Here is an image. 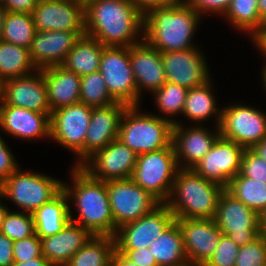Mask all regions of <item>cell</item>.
<instances>
[{
  "label": "cell",
  "instance_id": "obj_3",
  "mask_svg": "<svg viewBox=\"0 0 266 266\" xmlns=\"http://www.w3.org/2000/svg\"><path fill=\"white\" fill-rule=\"evenodd\" d=\"M203 20L184 0H178L144 15L143 39L159 52L202 48L195 37Z\"/></svg>",
  "mask_w": 266,
  "mask_h": 266
},
{
  "label": "cell",
  "instance_id": "obj_45",
  "mask_svg": "<svg viewBox=\"0 0 266 266\" xmlns=\"http://www.w3.org/2000/svg\"><path fill=\"white\" fill-rule=\"evenodd\" d=\"M127 259L139 266H158L155 257L149 250V247L143 249H116Z\"/></svg>",
  "mask_w": 266,
  "mask_h": 266
},
{
  "label": "cell",
  "instance_id": "obj_32",
  "mask_svg": "<svg viewBox=\"0 0 266 266\" xmlns=\"http://www.w3.org/2000/svg\"><path fill=\"white\" fill-rule=\"evenodd\" d=\"M187 91L188 89L183 86L166 81L159 90L151 95L154 107L156 108L154 110L156 111L150 112L170 121L173 125L180 124Z\"/></svg>",
  "mask_w": 266,
  "mask_h": 266
},
{
  "label": "cell",
  "instance_id": "obj_28",
  "mask_svg": "<svg viewBox=\"0 0 266 266\" xmlns=\"http://www.w3.org/2000/svg\"><path fill=\"white\" fill-rule=\"evenodd\" d=\"M35 234L42 239L60 232L70 221L69 200L62 189L32 213Z\"/></svg>",
  "mask_w": 266,
  "mask_h": 266
},
{
  "label": "cell",
  "instance_id": "obj_46",
  "mask_svg": "<svg viewBox=\"0 0 266 266\" xmlns=\"http://www.w3.org/2000/svg\"><path fill=\"white\" fill-rule=\"evenodd\" d=\"M39 0H2L8 12L32 14Z\"/></svg>",
  "mask_w": 266,
  "mask_h": 266
},
{
  "label": "cell",
  "instance_id": "obj_59",
  "mask_svg": "<svg viewBox=\"0 0 266 266\" xmlns=\"http://www.w3.org/2000/svg\"><path fill=\"white\" fill-rule=\"evenodd\" d=\"M185 266H195V265L188 263Z\"/></svg>",
  "mask_w": 266,
  "mask_h": 266
},
{
  "label": "cell",
  "instance_id": "obj_24",
  "mask_svg": "<svg viewBox=\"0 0 266 266\" xmlns=\"http://www.w3.org/2000/svg\"><path fill=\"white\" fill-rule=\"evenodd\" d=\"M127 105L121 102L92 108L84 143V162L96 151L118 138L120 120Z\"/></svg>",
  "mask_w": 266,
  "mask_h": 266
},
{
  "label": "cell",
  "instance_id": "obj_50",
  "mask_svg": "<svg viewBox=\"0 0 266 266\" xmlns=\"http://www.w3.org/2000/svg\"><path fill=\"white\" fill-rule=\"evenodd\" d=\"M111 266H139V265L130 261L121 252L115 249L111 259Z\"/></svg>",
  "mask_w": 266,
  "mask_h": 266
},
{
  "label": "cell",
  "instance_id": "obj_11",
  "mask_svg": "<svg viewBox=\"0 0 266 266\" xmlns=\"http://www.w3.org/2000/svg\"><path fill=\"white\" fill-rule=\"evenodd\" d=\"M99 72L116 102L137 106V86L129 60V47L105 46Z\"/></svg>",
  "mask_w": 266,
  "mask_h": 266
},
{
  "label": "cell",
  "instance_id": "obj_16",
  "mask_svg": "<svg viewBox=\"0 0 266 266\" xmlns=\"http://www.w3.org/2000/svg\"><path fill=\"white\" fill-rule=\"evenodd\" d=\"M137 154L119 139L96 151L80 167L92 178L102 180L128 179L136 166Z\"/></svg>",
  "mask_w": 266,
  "mask_h": 266
},
{
  "label": "cell",
  "instance_id": "obj_41",
  "mask_svg": "<svg viewBox=\"0 0 266 266\" xmlns=\"http://www.w3.org/2000/svg\"><path fill=\"white\" fill-rule=\"evenodd\" d=\"M240 174L266 183V162L251 149H245L241 159Z\"/></svg>",
  "mask_w": 266,
  "mask_h": 266
},
{
  "label": "cell",
  "instance_id": "obj_29",
  "mask_svg": "<svg viewBox=\"0 0 266 266\" xmlns=\"http://www.w3.org/2000/svg\"><path fill=\"white\" fill-rule=\"evenodd\" d=\"M258 0H231L229 8L221 17L226 21L228 28L247 36L251 41L266 25L260 20Z\"/></svg>",
  "mask_w": 266,
  "mask_h": 266
},
{
  "label": "cell",
  "instance_id": "obj_47",
  "mask_svg": "<svg viewBox=\"0 0 266 266\" xmlns=\"http://www.w3.org/2000/svg\"><path fill=\"white\" fill-rule=\"evenodd\" d=\"M13 243L14 241L0 232V266H13Z\"/></svg>",
  "mask_w": 266,
  "mask_h": 266
},
{
  "label": "cell",
  "instance_id": "obj_31",
  "mask_svg": "<svg viewBox=\"0 0 266 266\" xmlns=\"http://www.w3.org/2000/svg\"><path fill=\"white\" fill-rule=\"evenodd\" d=\"M149 250L158 266H185L189 263L176 220L149 246Z\"/></svg>",
  "mask_w": 266,
  "mask_h": 266
},
{
  "label": "cell",
  "instance_id": "obj_43",
  "mask_svg": "<svg viewBox=\"0 0 266 266\" xmlns=\"http://www.w3.org/2000/svg\"><path fill=\"white\" fill-rule=\"evenodd\" d=\"M192 9H194L203 19L208 16L222 17L231 0H184ZM206 15V17H205Z\"/></svg>",
  "mask_w": 266,
  "mask_h": 266
},
{
  "label": "cell",
  "instance_id": "obj_12",
  "mask_svg": "<svg viewBox=\"0 0 266 266\" xmlns=\"http://www.w3.org/2000/svg\"><path fill=\"white\" fill-rule=\"evenodd\" d=\"M214 221L239 246L251 243L261 234L258 214L226 189L220 196Z\"/></svg>",
  "mask_w": 266,
  "mask_h": 266
},
{
  "label": "cell",
  "instance_id": "obj_54",
  "mask_svg": "<svg viewBox=\"0 0 266 266\" xmlns=\"http://www.w3.org/2000/svg\"><path fill=\"white\" fill-rule=\"evenodd\" d=\"M4 201V199L0 196V231L2 228V224L4 221V217L9 210V205Z\"/></svg>",
  "mask_w": 266,
  "mask_h": 266
},
{
  "label": "cell",
  "instance_id": "obj_7",
  "mask_svg": "<svg viewBox=\"0 0 266 266\" xmlns=\"http://www.w3.org/2000/svg\"><path fill=\"white\" fill-rule=\"evenodd\" d=\"M179 169L171 144L167 148L137 155L131 179L160 203H165Z\"/></svg>",
  "mask_w": 266,
  "mask_h": 266
},
{
  "label": "cell",
  "instance_id": "obj_22",
  "mask_svg": "<svg viewBox=\"0 0 266 266\" xmlns=\"http://www.w3.org/2000/svg\"><path fill=\"white\" fill-rule=\"evenodd\" d=\"M3 103L51 116L42 69L27 76L5 80Z\"/></svg>",
  "mask_w": 266,
  "mask_h": 266
},
{
  "label": "cell",
  "instance_id": "obj_34",
  "mask_svg": "<svg viewBox=\"0 0 266 266\" xmlns=\"http://www.w3.org/2000/svg\"><path fill=\"white\" fill-rule=\"evenodd\" d=\"M114 251V237L92 236L65 266H111Z\"/></svg>",
  "mask_w": 266,
  "mask_h": 266
},
{
  "label": "cell",
  "instance_id": "obj_36",
  "mask_svg": "<svg viewBox=\"0 0 266 266\" xmlns=\"http://www.w3.org/2000/svg\"><path fill=\"white\" fill-rule=\"evenodd\" d=\"M35 32L32 14L6 12L1 40L30 49Z\"/></svg>",
  "mask_w": 266,
  "mask_h": 266
},
{
  "label": "cell",
  "instance_id": "obj_40",
  "mask_svg": "<svg viewBox=\"0 0 266 266\" xmlns=\"http://www.w3.org/2000/svg\"><path fill=\"white\" fill-rule=\"evenodd\" d=\"M240 246L222 234L213 255L203 266H235Z\"/></svg>",
  "mask_w": 266,
  "mask_h": 266
},
{
  "label": "cell",
  "instance_id": "obj_49",
  "mask_svg": "<svg viewBox=\"0 0 266 266\" xmlns=\"http://www.w3.org/2000/svg\"><path fill=\"white\" fill-rule=\"evenodd\" d=\"M252 47L263 58L261 66H266V27L262 29L251 41Z\"/></svg>",
  "mask_w": 266,
  "mask_h": 266
},
{
  "label": "cell",
  "instance_id": "obj_15",
  "mask_svg": "<svg viewBox=\"0 0 266 266\" xmlns=\"http://www.w3.org/2000/svg\"><path fill=\"white\" fill-rule=\"evenodd\" d=\"M244 150L242 145L219 136L193 170L206 180L226 188L230 180L240 173Z\"/></svg>",
  "mask_w": 266,
  "mask_h": 266
},
{
  "label": "cell",
  "instance_id": "obj_23",
  "mask_svg": "<svg viewBox=\"0 0 266 266\" xmlns=\"http://www.w3.org/2000/svg\"><path fill=\"white\" fill-rule=\"evenodd\" d=\"M85 31H37L30 47L31 59L38 70L62 65L74 43Z\"/></svg>",
  "mask_w": 266,
  "mask_h": 266
},
{
  "label": "cell",
  "instance_id": "obj_39",
  "mask_svg": "<svg viewBox=\"0 0 266 266\" xmlns=\"http://www.w3.org/2000/svg\"><path fill=\"white\" fill-rule=\"evenodd\" d=\"M235 266H266V235L240 246Z\"/></svg>",
  "mask_w": 266,
  "mask_h": 266
},
{
  "label": "cell",
  "instance_id": "obj_19",
  "mask_svg": "<svg viewBox=\"0 0 266 266\" xmlns=\"http://www.w3.org/2000/svg\"><path fill=\"white\" fill-rule=\"evenodd\" d=\"M32 16L37 31H85L82 0H39Z\"/></svg>",
  "mask_w": 266,
  "mask_h": 266
},
{
  "label": "cell",
  "instance_id": "obj_52",
  "mask_svg": "<svg viewBox=\"0 0 266 266\" xmlns=\"http://www.w3.org/2000/svg\"><path fill=\"white\" fill-rule=\"evenodd\" d=\"M251 150L266 162V137L256 143Z\"/></svg>",
  "mask_w": 266,
  "mask_h": 266
},
{
  "label": "cell",
  "instance_id": "obj_53",
  "mask_svg": "<svg viewBox=\"0 0 266 266\" xmlns=\"http://www.w3.org/2000/svg\"><path fill=\"white\" fill-rule=\"evenodd\" d=\"M257 4L260 20L266 25V0H258Z\"/></svg>",
  "mask_w": 266,
  "mask_h": 266
},
{
  "label": "cell",
  "instance_id": "obj_9",
  "mask_svg": "<svg viewBox=\"0 0 266 266\" xmlns=\"http://www.w3.org/2000/svg\"><path fill=\"white\" fill-rule=\"evenodd\" d=\"M222 105L220 136L251 149L266 137V112L240 100ZM250 105V106H249Z\"/></svg>",
  "mask_w": 266,
  "mask_h": 266
},
{
  "label": "cell",
  "instance_id": "obj_42",
  "mask_svg": "<svg viewBox=\"0 0 266 266\" xmlns=\"http://www.w3.org/2000/svg\"><path fill=\"white\" fill-rule=\"evenodd\" d=\"M42 256L41 239L36 234L22 240L14 241V261L24 262Z\"/></svg>",
  "mask_w": 266,
  "mask_h": 266
},
{
  "label": "cell",
  "instance_id": "obj_18",
  "mask_svg": "<svg viewBox=\"0 0 266 266\" xmlns=\"http://www.w3.org/2000/svg\"><path fill=\"white\" fill-rule=\"evenodd\" d=\"M129 60L137 86L139 106L144 103V95H152L166 82L161 52L143 39L129 46Z\"/></svg>",
  "mask_w": 266,
  "mask_h": 266
},
{
  "label": "cell",
  "instance_id": "obj_5",
  "mask_svg": "<svg viewBox=\"0 0 266 266\" xmlns=\"http://www.w3.org/2000/svg\"><path fill=\"white\" fill-rule=\"evenodd\" d=\"M18 167L1 185L0 196L10 210L33 213L63 189L61 177ZM11 202V203H9ZM17 207V208H16Z\"/></svg>",
  "mask_w": 266,
  "mask_h": 266
},
{
  "label": "cell",
  "instance_id": "obj_20",
  "mask_svg": "<svg viewBox=\"0 0 266 266\" xmlns=\"http://www.w3.org/2000/svg\"><path fill=\"white\" fill-rule=\"evenodd\" d=\"M2 132V133H1ZM0 133L22 142L47 139L50 142V116L22 107L0 106Z\"/></svg>",
  "mask_w": 266,
  "mask_h": 266
},
{
  "label": "cell",
  "instance_id": "obj_2",
  "mask_svg": "<svg viewBox=\"0 0 266 266\" xmlns=\"http://www.w3.org/2000/svg\"><path fill=\"white\" fill-rule=\"evenodd\" d=\"M85 35L104 46L129 47L143 40L144 16L130 0H85Z\"/></svg>",
  "mask_w": 266,
  "mask_h": 266
},
{
  "label": "cell",
  "instance_id": "obj_33",
  "mask_svg": "<svg viewBox=\"0 0 266 266\" xmlns=\"http://www.w3.org/2000/svg\"><path fill=\"white\" fill-rule=\"evenodd\" d=\"M37 70L30 49L0 39V76L4 80L27 76Z\"/></svg>",
  "mask_w": 266,
  "mask_h": 266
},
{
  "label": "cell",
  "instance_id": "obj_58",
  "mask_svg": "<svg viewBox=\"0 0 266 266\" xmlns=\"http://www.w3.org/2000/svg\"><path fill=\"white\" fill-rule=\"evenodd\" d=\"M4 82L5 80L0 76V106L3 103Z\"/></svg>",
  "mask_w": 266,
  "mask_h": 266
},
{
  "label": "cell",
  "instance_id": "obj_38",
  "mask_svg": "<svg viewBox=\"0 0 266 266\" xmlns=\"http://www.w3.org/2000/svg\"><path fill=\"white\" fill-rule=\"evenodd\" d=\"M12 241H18L35 234L32 213L8 210L0 231Z\"/></svg>",
  "mask_w": 266,
  "mask_h": 266
},
{
  "label": "cell",
  "instance_id": "obj_37",
  "mask_svg": "<svg viewBox=\"0 0 266 266\" xmlns=\"http://www.w3.org/2000/svg\"><path fill=\"white\" fill-rule=\"evenodd\" d=\"M80 102L91 108L116 103L109 94L105 80L99 71L80 77Z\"/></svg>",
  "mask_w": 266,
  "mask_h": 266
},
{
  "label": "cell",
  "instance_id": "obj_56",
  "mask_svg": "<svg viewBox=\"0 0 266 266\" xmlns=\"http://www.w3.org/2000/svg\"><path fill=\"white\" fill-rule=\"evenodd\" d=\"M7 10L4 8L2 1H0V39L3 30V24L5 20Z\"/></svg>",
  "mask_w": 266,
  "mask_h": 266
},
{
  "label": "cell",
  "instance_id": "obj_25",
  "mask_svg": "<svg viewBox=\"0 0 266 266\" xmlns=\"http://www.w3.org/2000/svg\"><path fill=\"white\" fill-rule=\"evenodd\" d=\"M214 78L213 76L204 84L188 89L180 124L188 125L189 122V125H207V121H212L213 126L219 127L222 107L218 101Z\"/></svg>",
  "mask_w": 266,
  "mask_h": 266
},
{
  "label": "cell",
  "instance_id": "obj_51",
  "mask_svg": "<svg viewBox=\"0 0 266 266\" xmlns=\"http://www.w3.org/2000/svg\"><path fill=\"white\" fill-rule=\"evenodd\" d=\"M13 266H52L50 262L42 255L39 258L24 262L14 261Z\"/></svg>",
  "mask_w": 266,
  "mask_h": 266
},
{
  "label": "cell",
  "instance_id": "obj_14",
  "mask_svg": "<svg viewBox=\"0 0 266 266\" xmlns=\"http://www.w3.org/2000/svg\"><path fill=\"white\" fill-rule=\"evenodd\" d=\"M204 53L203 48L161 52L166 81L187 89L207 82L213 74L210 73L212 67Z\"/></svg>",
  "mask_w": 266,
  "mask_h": 266
},
{
  "label": "cell",
  "instance_id": "obj_35",
  "mask_svg": "<svg viewBox=\"0 0 266 266\" xmlns=\"http://www.w3.org/2000/svg\"><path fill=\"white\" fill-rule=\"evenodd\" d=\"M258 215L266 208V183L243 177L240 173L225 188Z\"/></svg>",
  "mask_w": 266,
  "mask_h": 266
},
{
  "label": "cell",
  "instance_id": "obj_6",
  "mask_svg": "<svg viewBox=\"0 0 266 266\" xmlns=\"http://www.w3.org/2000/svg\"><path fill=\"white\" fill-rule=\"evenodd\" d=\"M172 129L170 121L147 112L143 105L127 106L120 120L117 139L140 155L169 147Z\"/></svg>",
  "mask_w": 266,
  "mask_h": 266
},
{
  "label": "cell",
  "instance_id": "obj_48",
  "mask_svg": "<svg viewBox=\"0 0 266 266\" xmlns=\"http://www.w3.org/2000/svg\"><path fill=\"white\" fill-rule=\"evenodd\" d=\"M136 9L144 16L149 10L165 7L176 3L178 0H130Z\"/></svg>",
  "mask_w": 266,
  "mask_h": 266
},
{
  "label": "cell",
  "instance_id": "obj_17",
  "mask_svg": "<svg viewBox=\"0 0 266 266\" xmlns=\"http://www.w3.org/2000/svg\"><path fill=\"white\" fill-rule=\"evenodd\" d=\"M219 136V127L212 124L210 126L174 124L172 144L179 168L193 169L210 151Z\"/></svg>",
  "mask_w": 266,
  "mask_h": 266
},
{
  "label": "cell",
  "instance_id": "obj_8",
  "mask_svg": "<svg viewBox=\"0 0 266 266\" xmlns=\"http://www.w3.org/2000/svg\"><path fill=\"white\" fill-rule=\"evenodd\" d=\"M92 108L81 102L54 110L50 116V141L70 151L73 166L84 163V143Z\"/></svg>",
  "mask_w": 266,
  "mask_h": 266
},
{
  "label": "cell",
  "instance_id": "obj_57",
  "mask_svg": "<svg viewBox=\"0 0 266 266\" xmlns=\"http://www.w3.org/2000/svg\"><path fill=\"white\" fill-rule=\"evenodd\" d=\"M259 71L261 72L259 74L261 78L259 81L262 83L263 92H265L264 94L266 96V66H262Z\"/></svg>",
  "mask_w": 266,
  "mask_h": 266
},
{
  "label": "cell",
  "instance_id": "obj_55",
  "mask_svg": "<svg viewBox=\"0 0 266 266\" xmlns=\"http://www.w3.org/2000/svg\"><path fill=\"white\" fill-rule=\"evenodd\" d=\"M259 230L262 235H266V208L258 215Z\"/></svg>",
  "mask_w": 266,
  "mask_h": 266
},
{
  "label": "cell",
  "instance_id": "obj_1",
  "mask_svg": "<svg viewBox=\"0 0 266 266\" xmlns=\"http://www.w3.org/2000/svg\"><path fill=\"white\" fill-rule=\"evenodd\" d=\"M63 190L69 200L70 221L87 229L93 236L114 237V220L106 182L92 178L80 166L70 165Z\"/></svg>",
  "mask_w": 266,
  "mask_h": 266
},
{
  "label": "cell",
  "instance_id": "obj_27",
  "mask_svg": "<svg viewBox=\"0 0 266 266\" xmlns=\"http://www.w3.org/2000/svg\"><path fill=\"white\" fill-rule=\"evenodd\" d=\"M51 112L80 102V76L62 65L42 69Z\"/></svg>",
  "mask_w": 266,
  "mask_h": 266
},
{
  "label": "cell",
  "instance_id": "obj_13",
  "mask_svg": "<svg viewBox=\"0 0 266 266\" xmlns=\"http://www.w3.org/2000/svg\"><path fill=\"white\" fill-rule=\"evenodd\" d=\"M175 221L165 203L136 221L119 227L114 235L115 249H143L153 242Z\"/></svg>",
  "mask_w": 266,
  "mask_h": 266
},
{
  "label": "cell",
  "instance_id": "obj_26",
  "mask_svg": "<svg viewBox=\"0 0 266 266\" xmlns=\"http://www.w3.org/2000/svg\"><path fill=\"white\" fill-rule=\"evenodd\" d=\"M93 235L72 221L57 234L41 239L42 255L52 266H65Z\"/></svg>",
  "mask_w": 266,
  "mask_h": 266
},
{
  "label": "cell",
  "instance_id": "obj_44",
  "mask_svg": "<svg viewBox=\"0 0 266 266\" xmlns=\"http://www.w3.org/2000/svg\"><path fill=\"white\" fill-rule=\"evenodd\" d=\"M8 144L5 135L0 133V185L21 166Z\"/></svg>",
  "mask_w": 266,
  "mask_h": 266
},
{
  "label": "cell",
  "instance_id": "obj_21",
  "mask_svg": "<svg viewBox=\"0 0 266 266\" xmlns=\"http://www.w3.org/2000/svg\"><path fill=\"white\" fill-rule=\"evenodd\" d=\"M179 225L188 262L203 266L213 255L223 234L214 219H175Z\"/></svg>",
  "mask_w": 266,
  "mask_h": 266
},
{
  "label": "cell",
  "instance_id": "obj_4",
  "mask_svg": "<svg viewBox=\"0 0 266 266\" xmlns=\"http://www.w3.org/2000/svg\"><path fill=\"white\" fill-rule=\"evenodd\" d=\"M224 189L193 169L180 168L165 204L175 219H214Z\"/></svg>",
  "mask_w": 266,
  "mask_h": 266
},
{
  "label": "cell",
  "instance_id": "obj_10",
  "mask_svg": "<svg viewBox=\"0 0 266 266\" xmlns=\"http://www.w3.org/2000/svg\"><path fill=\"white\" fill-rule=\"evenodd\" d=\"M109 203L116 230L151 212L160 202L131 178L106 181Z\"/></svg>",
  "mask_w": 266,
  "mask_h": 266
},
{
  "label": "cell",
  "instance_id": "obj_30",
  "mask_svg": "<svg viewBox=\"0 0 266 266\" xmlns=\"http://www.w3.org/2000/svg\"><path fill=\"white\" fill-rule=\"evenodd\" d=\"M104 47L98 40L84 35L74 43L62 66L80 77L98 72Z\"/></svg>",
  "mask_w": 266,
  "mask_h": 266
}]
</instances>
